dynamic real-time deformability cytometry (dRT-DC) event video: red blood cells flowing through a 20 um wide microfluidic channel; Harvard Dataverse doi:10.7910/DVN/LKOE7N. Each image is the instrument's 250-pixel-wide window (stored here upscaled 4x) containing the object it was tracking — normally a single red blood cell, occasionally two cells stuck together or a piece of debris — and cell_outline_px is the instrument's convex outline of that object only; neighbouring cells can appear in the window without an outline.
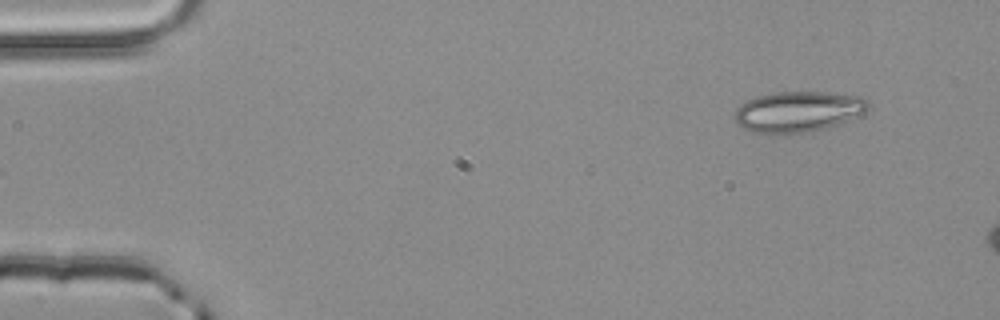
{"species": "common noctule bat (a hibernating species)", "species_latin": "Nyctalus noctula", "temperature_condition": "room temperature", "stored_images_in_passage": 3, "camera_frame_rate_fps": 3000, "um_per_image_px": 0.085, "animal": {"sex": "male", "body_mass_g": 20.4}, "frame": {"image": 1, "passage_image": 3, "time_ms": 0.667, "image_size_px": [1000, 320], "cell_outline_px": [[868, 108], [864, 112], [836, 124], [824, 128], [804, 132], [756, 132], [744, 128], [732, 116], [736, 108], [740, 104], [756, 96], [776, 92], [824, 92], [860, 96], [868, 100]], "centroid_in_image_um": [67.81, 9.45], "position_along_channel_um": 17.2, "area_um2": 30.92}}